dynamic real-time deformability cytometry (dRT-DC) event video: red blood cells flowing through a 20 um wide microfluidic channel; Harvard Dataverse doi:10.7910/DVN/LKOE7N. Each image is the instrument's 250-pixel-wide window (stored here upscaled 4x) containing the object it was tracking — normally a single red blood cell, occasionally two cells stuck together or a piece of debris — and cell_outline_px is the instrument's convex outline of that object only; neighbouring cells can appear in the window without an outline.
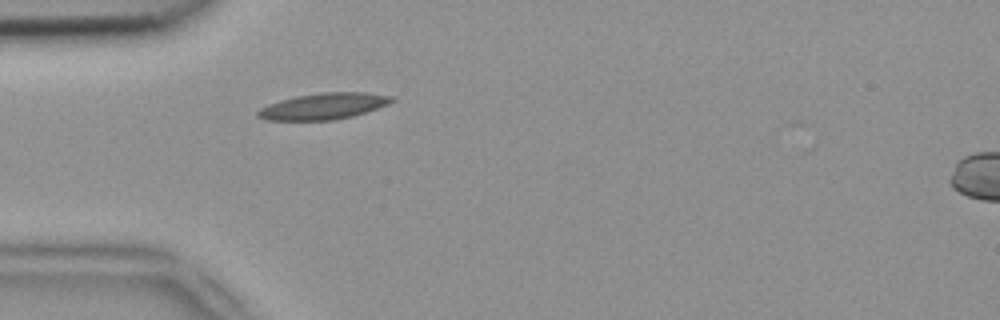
{"species": "common noctule bat (a hibernating species)", "species_latin": "Nyctalus noctula", "temperature_condition": "room temperature", "stored_images_in_passage": 2, "camera_frame_rate_fps": 3000, "um_per_image_px": 0.085, "animal": {"sex": "female", "body_mass_g": 18.4}, "frame": {"image": 1, "passage_image": 1, "time_ms": 0.0, "image_size_px": [1000, 320], "cell_outline_px": [[396, 100], [388, 104], [352, 116], [332, 120], [268, 120], [256, 116], [256, 112], [260, 108], [268, 104], [280, 100], [296, 96], [320, 92], [364, 92], [396, 96]], "centroid_in_image_um": [27.51, 9.01], "position_along_channel_um": 57.5, "area_um2": 20.52}}